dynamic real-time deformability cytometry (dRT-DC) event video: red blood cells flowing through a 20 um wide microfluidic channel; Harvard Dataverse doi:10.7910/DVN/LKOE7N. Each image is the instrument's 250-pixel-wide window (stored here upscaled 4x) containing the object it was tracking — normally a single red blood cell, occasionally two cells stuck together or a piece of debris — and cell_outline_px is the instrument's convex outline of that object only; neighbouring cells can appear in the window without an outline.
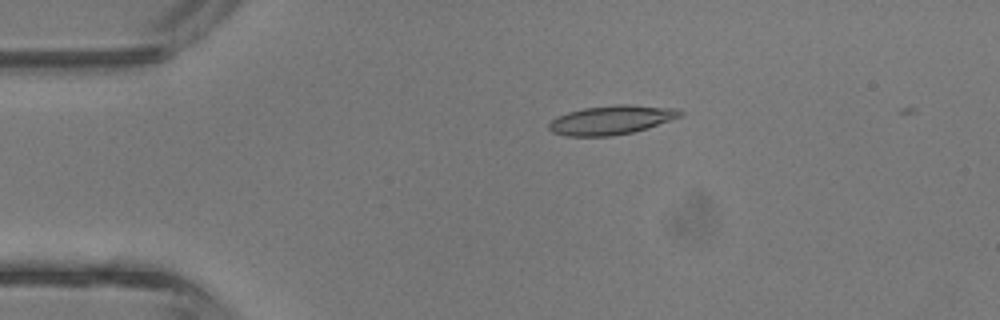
{"species": "common noctule bat (a hibernating species)", "species_latin": "Nyctalus noctula", "temperature_condition": "room temperature", "stored_images_in_passage": 35, "camera_frame_rate_fps": 3000, "um_per_image_px": 0.085, "animal": {"sex": "male", "body_mass_g": 13.3}, "frame": {"image": 1, "passage_image": 1, "time_ms": 0.0, "image_size_px": [1000, 320], "cell_outline_px": [[684, 112], [680, 116], [648, 128], [632, 132], [612, 136], [568, 136], [552, 132], [548, 128], [548, 124], [556, 116], [568, 112], [584, 108], [616, 104], [628, 104], [680, 108]], "centroid_in_image_um": [51.97, 10.18], "position_along_channel_um": 33.0, "area_um2": 22.31}}
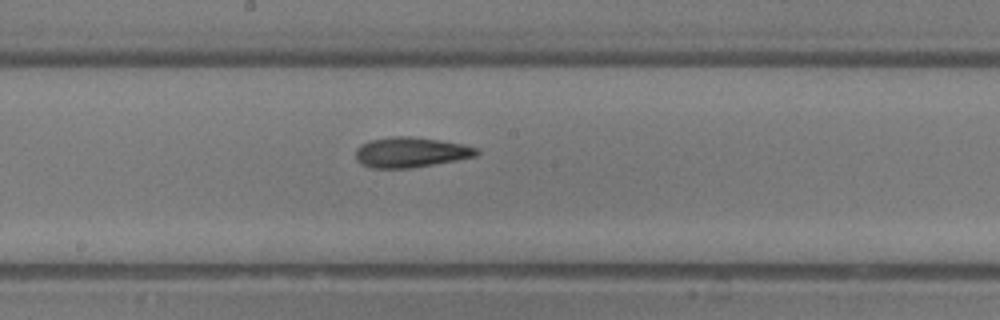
{"frame": {"image": 2, "passage_image": 15, "time_ms": 4.667, "image_size_px": [1000, 320], "cell_outline_px": [[480, 152], [476, 156], [456, 160], [412, 168], [372, 168], [360, 164], [356, 160], [356, 148], [360, 144], [372, 140], [392, 136], [408, 136], [464, 144], [480, 148]], "centroid_in_image_um": [34.91, 12.95], "position_along_channel_um": 213.3, "area_um2": 21.33}}
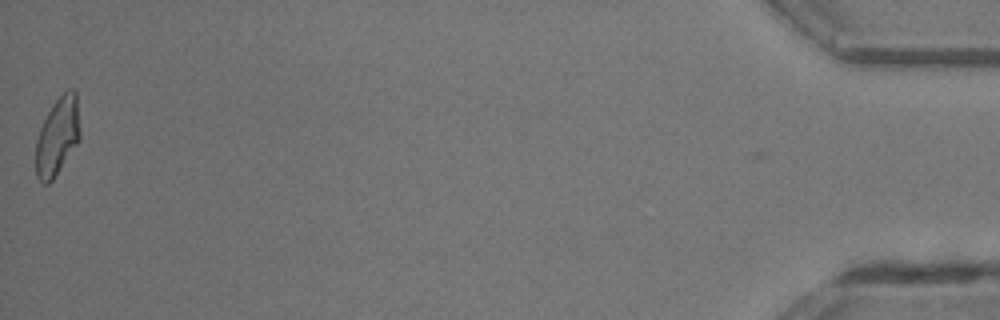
{"frame": {"image": 3, "passage_image": 35, "time_ms": 11.333, "image_size_px": [1000, 320], "cell_outline_px": [[80, 140], [52, 180], [48, 184], [44, 184], [36, 176], [36, 140], [40, 128], [48, 112], [56, 100], [68, 88], [72, 88], [76, 92], [80, 132]], "centroid_in_image_um": [4.89, 11.59], "position_along_channel_um": 430.3, "area_um2": 19.88}, "authors_computed_cell_mechanics": {"area_um2": 20.9236, "velocity_mm_per_s": 4.8087, "shape_relaxation_time_tau1_ms": 5.1051, "shape_relaxation_time_tau2_ms": 2.6061, "deformation_change_tau1": 0.1965, "deformation_change_tau2": 0.1021}}